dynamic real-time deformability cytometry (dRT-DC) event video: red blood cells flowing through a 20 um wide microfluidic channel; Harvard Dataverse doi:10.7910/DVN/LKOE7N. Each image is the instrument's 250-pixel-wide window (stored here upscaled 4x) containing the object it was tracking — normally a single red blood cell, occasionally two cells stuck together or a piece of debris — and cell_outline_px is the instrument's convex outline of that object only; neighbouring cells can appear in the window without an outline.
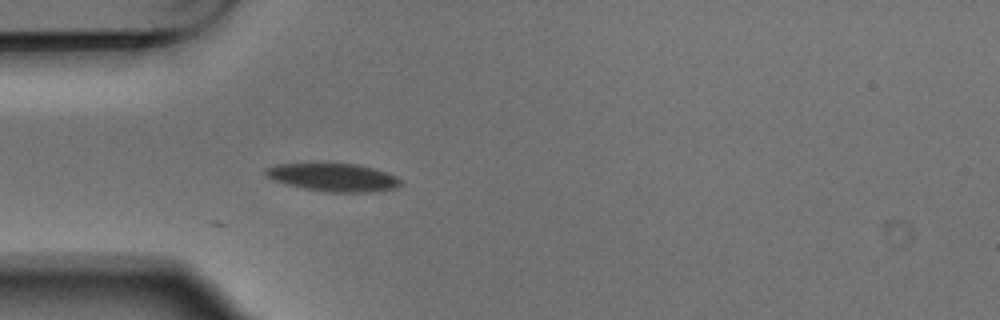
{"species": "Egyptian fruit bat (a non-hibernating species)", "species_latin": "Rousettus aegyptiacus", "temperature_condition": "warm", "stored_images_in_passage": 3, "camera_frame_rate_fps": 3000, "um_per_image_px": 0.085, "animal": {"sex": "male"}, "frame": {"image": 1, "passage_image": 3, "time_ms": 0.667, "image_size_px": [1000, 320], "cell_outline_px": [[400, 184], [396, 188], [368, 192], [328, 192], [304, 188], [272, 180], [264, 172], [264, 168], [276, 164], [312, 160], [356, 164], [372, 168], [396, 176], [400, 180]], "centroid_in_image_um": [28.22, 15.01], "position_along_channel_um": 56.8, "area_um2": 22.77}}